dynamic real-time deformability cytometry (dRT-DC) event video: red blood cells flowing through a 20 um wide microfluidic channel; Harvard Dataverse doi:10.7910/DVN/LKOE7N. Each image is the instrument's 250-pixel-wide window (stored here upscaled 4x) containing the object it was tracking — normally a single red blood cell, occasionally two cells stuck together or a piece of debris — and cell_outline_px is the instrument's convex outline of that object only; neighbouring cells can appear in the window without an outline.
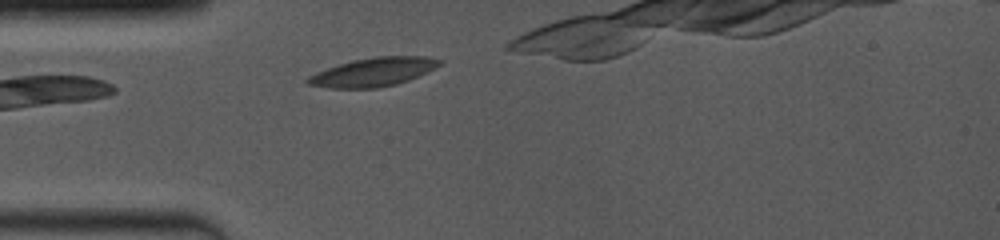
{"species": "common noctule bat (a hibernating species)", "species_latin": "Nyctalus noctula", "temperature_condition": "room temperature", "stored_images_in_passage": 32, "camera_frame_rate_fps": 4000, "um_per_image_px": 0.085, "animal": {"sex": "female", "body_mass_g": 19.0, "forearm_length_mm": 53.3}, "frame": {"image": 1, "passage_image": 2, "time_ms": 0.25, "image_size_px": [1000, 240], "cell_outline_px": [[444, 60], [436, 68], [408, 80], [396, 84], [376, 88], [328, 88], [308, 84], [304, 80], [308, 76], [316, 72], [352, 60], [376, 56], [424, 56]], "centroid_in_image_um": [31.73, 6.12], "position_along_channel_um": 53.3, "area_um2": 21.96}}
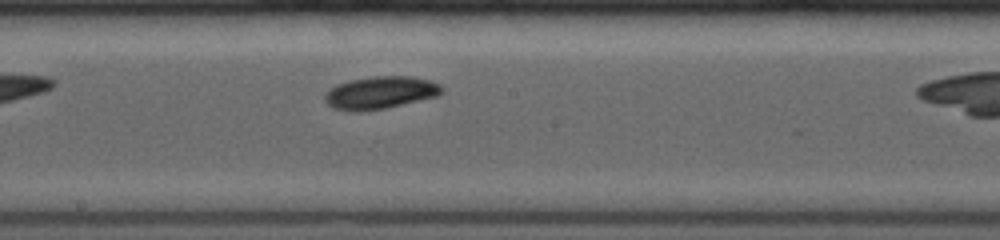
{"frame": {"image": 2, "passage_image": 19, "time_ms": 4.5, "image_size_px": [1000, 240], "cell_outline_px": [[444, 88], [436, 96], [384, 108], [356, 112], [352, 112], [332, 108], [324, 100], [324, 96], [336, 84], [352, 80], [372, 76], [412, 76], [428, 80], [440, 84]], "centroid_in_image_um": [32.29, 7.87], "position_along_channel_um": 215.9, "area_um2": 21.91}}
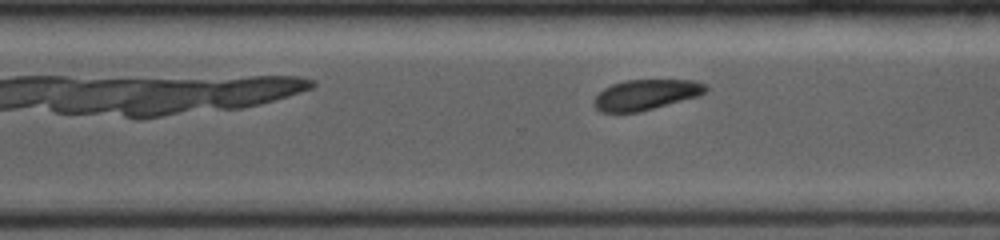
{"frame": {"image": 3, "passage_image": 28, "time_ms": 7.0, "image_size_px": [1000, 240], "cell_outline_px": [[708, 88], [700, 96], [640, 112], [600, 112], [596, 108], [592, 100], [604, 88], [612, 84], [624, 80], [692, 80], [704, 84]], "centroid_in_image_um": [54.89, 8.05], "position_along_channel_um": 315.7, "area_um2": 19.83}}